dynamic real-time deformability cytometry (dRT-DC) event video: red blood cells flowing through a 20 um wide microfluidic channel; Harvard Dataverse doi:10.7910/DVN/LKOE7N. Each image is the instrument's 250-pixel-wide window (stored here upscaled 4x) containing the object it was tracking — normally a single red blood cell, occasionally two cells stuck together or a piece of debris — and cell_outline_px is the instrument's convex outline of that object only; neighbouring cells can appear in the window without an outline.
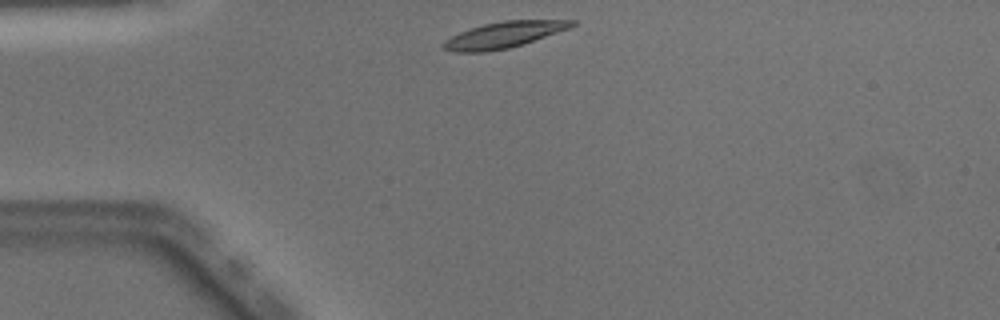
{"species": "Egyptian fruit bat (a non-hibernating species)", "species_latin": "Rousettus aegyptiacus", "temperature_condition": "warm", "stored_images_in_passage": 39, "camera_frame_rate_fps": 3000, "um_per_image_px": 0.085, "animal": {"sex": "male"}, "frame": {"image": 1, "passage_image": 1, "time_ms": 0.0, "image_size_px": [1000, 320], "cell_outline_px": [[576, 24], [572, 28], [508, 48], [484, 52], [456, 52], [444, 48], [440, 44], [444, 40], [460, 32], [484, 24], [504, 20], [576, 20]], "centroid_in_image_um": [42.84, 2.95], "position_along_channel_um": 42.2, "area_um2": 19.36}}
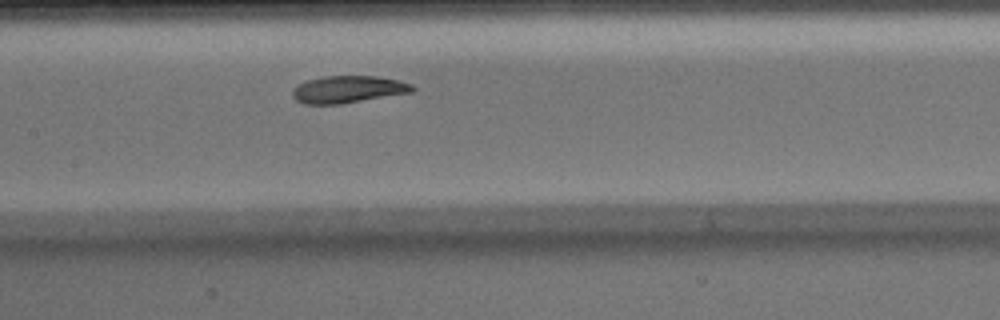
{"frame": {"image": 2, "passage_image": 13, "time_ms": 4.0, "image_size_px": [1000, 320], "cell_outline_px": [[416, 88], [412, 92], [340, 104], [304, 104], [296, 100], [292, 96], [292, 88], [308, 80], [324, 76], [376, 76], [396, 80], [412, 84]], "centroid_in_image_um": [29.57, 7.6], "position_along_channel_um": 177.8, "area_um2": 18.84}}
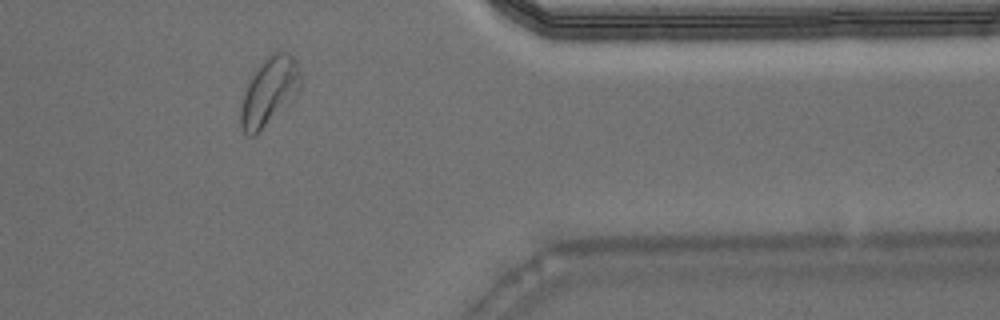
{"frame": {"image": 3, "passage_image": 30, "time_ms": 9.667, "image_size_px": [1000, 320], "cell_outline_px": [[300, 88], [252, 136], [248, 136], [240, 128], [240, 108], [244, 92], [248, 80], [256, 68], [272, 52], [288, 52], [296, 60], [300, 76]], "centroid_in_image_um": [22.82, 7.69], "position_along_channel_um": 388.6, "area_um2": 22.6}, "authors_computed_cell_mechanics": {"area_um2": 19.652, "velocity_mm_per_s": 4.0186, "shape_relaxation_time_tau1_ms": 5.5601, "shape_relaxation_time_tau2_ms": 2.9887, "deformation_change_tau1": 0.1852, "deformation_change_tau2": 0.0886}}